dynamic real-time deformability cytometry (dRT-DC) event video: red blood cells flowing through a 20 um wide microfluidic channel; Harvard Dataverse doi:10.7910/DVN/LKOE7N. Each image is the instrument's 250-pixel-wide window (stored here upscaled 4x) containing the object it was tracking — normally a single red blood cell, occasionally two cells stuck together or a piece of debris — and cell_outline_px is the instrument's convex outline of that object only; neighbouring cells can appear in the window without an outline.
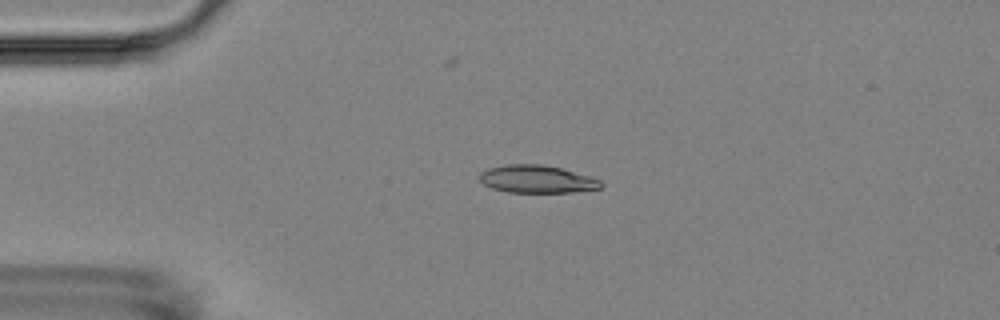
{"species": "Egyptian fruit bat (a non-hibernating species)", "species_latin": "Rousettus aegyptiacus", "temperature_condition": "room temperature", "stored_images_in_passage": 6, "camera_frame_rate_fps": 3000, "um_per_image_px": 0.085, "animal": {"sex": "female"}, "frame": {"image": 1, "passage_image": 4, "time_ms": 3.333, "image_size_px": [1000, 320], "cell_outline_px": [[604, 184], [600, 188], [572, 192], [508, 192], [492, 188], [484, 184], [480, 180], [480, 172], [488, 168], [508, 164], [544, 164], [560, 168], [588, 176], [600, 180]], "centroid_in_image_um": [45.62, 15.22], "position_along_channel_um": 39.4, "area_um2": 19.42}}
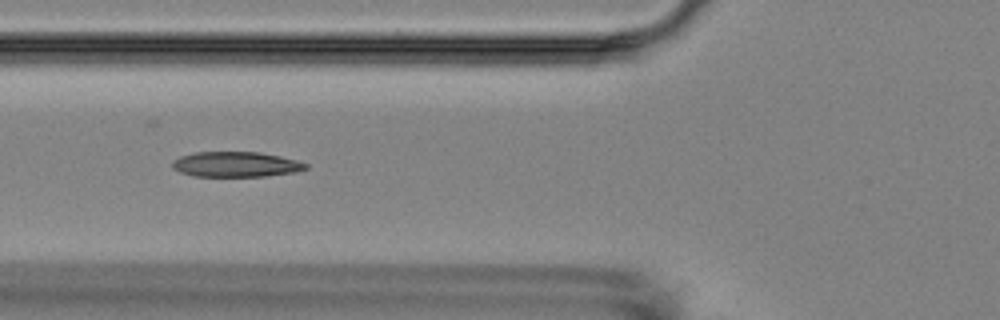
{"frame": {"image": 2, "passage_image": 6, "time_ms": 6.0, "image_size_px": [1000, 320], "cell_outline_px": [[308, 168], [296, 172], [264, 176], [196, 176], [180, 172], [172, 168], [172, 160], [180, 156], [196, 152], [260, 152], [280, 156], [296, 160], [308, 164]], "centroid_in_image_um": [20.05, 13.96], "position_along_channel_um": 105.8, "area_um2": 19.59}}